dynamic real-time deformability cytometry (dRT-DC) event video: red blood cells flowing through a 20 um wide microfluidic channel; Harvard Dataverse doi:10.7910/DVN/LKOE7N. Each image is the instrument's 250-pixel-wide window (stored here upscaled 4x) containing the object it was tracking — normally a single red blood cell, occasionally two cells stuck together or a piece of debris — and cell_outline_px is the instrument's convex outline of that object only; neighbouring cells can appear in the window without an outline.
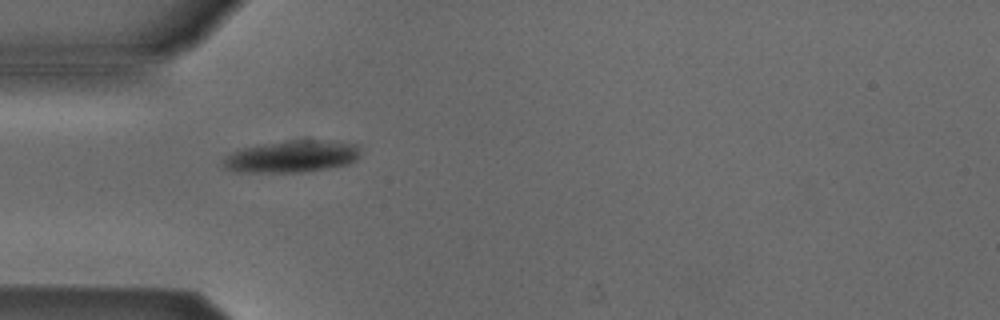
{"species": "Egyptian fruit bat (a non-hibernating species)", "species_latin": "Rousettus aegyptiacus", "temperature_condition": "cold", "stored_images_in_passage": 5, "camera_frame_rate_fps": 3000, "um_per_image_px": 0.085, "animal": {"sex": "male"}, "frame": {"image": 1, "passage_image": 5, "time_ms": 1.333, "image_size_px": [1000, 320], "cell_outline_px": [[360, 156], [356, 160], [348, 164], [324, 168], [296, 172], [236, 172], [224, 168], [224, 156], [232, 152], [244, 148], [260, 144], [288, 140], [336, 140], [356, 144], [360, 148]], "centroid_in_image_um": [24.83, 13.28], "position_along_channel_um": 60.2, "area_um2": 25.61}}